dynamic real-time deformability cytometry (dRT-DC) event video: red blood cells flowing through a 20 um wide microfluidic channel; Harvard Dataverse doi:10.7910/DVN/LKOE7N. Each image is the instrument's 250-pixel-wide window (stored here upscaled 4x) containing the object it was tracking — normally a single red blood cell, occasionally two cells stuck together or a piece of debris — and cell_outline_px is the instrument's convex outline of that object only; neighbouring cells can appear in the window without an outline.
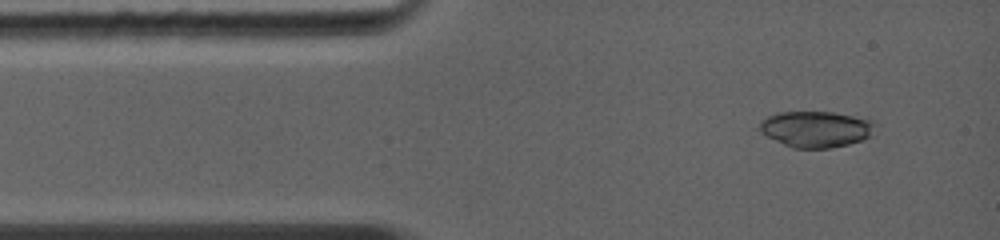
{"species": "common noctule bat (a hibernating species)", "species_latin": "Nyctalus noctula", "temperature_condition": "warm", "stored_images_in_passage": 5, "camera_frame_rate_fps": 5000, "um_per_image_px": 0.085, "animal": {"sex": "female", "body_mass_g": 19.0, "forearm_length_mm": 56.7}, "frame": {"image": 1, "passage_image": 1, "time_ms": 0.0, "image_size_px": [1000, 240], "cell_outline_px": [[876, 124], [872, 136], [848, 144], [832, 148], [792, 148], [760, 132], [760, 120], [776, 112], [832, 112], [872, 120]], "centroid_in_image_um": [69.36, 10.97], "position_along_channel_um": 15.6, "area_um2": 24.28}}
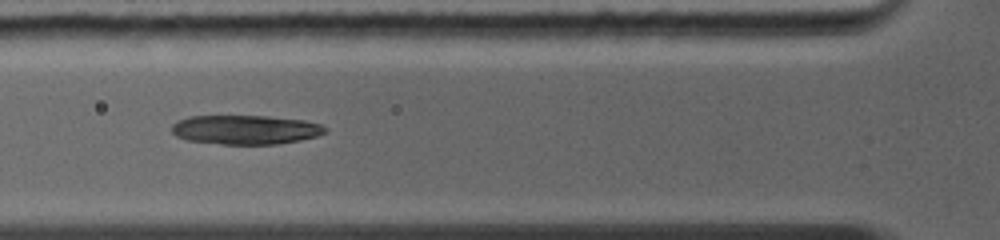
{"frame": {"image": 2, "passage_image": 4, "time_ms": 3.0, "image_size_px": [1000, 240], "cell_outline_px": [[328, 132], [316, 136], [300, 140], [276, 144], [224, 144], [188, 140], [176, 136], [172, 132], [172, 124], [176, 120], [188, 116], [268, 116], [304, 120], [320, 124], [328, 128]], "centroid_in_image_um": [20.87, 11.01], "position_along_channel_um": 104.9, "area_um2": 26.18}}
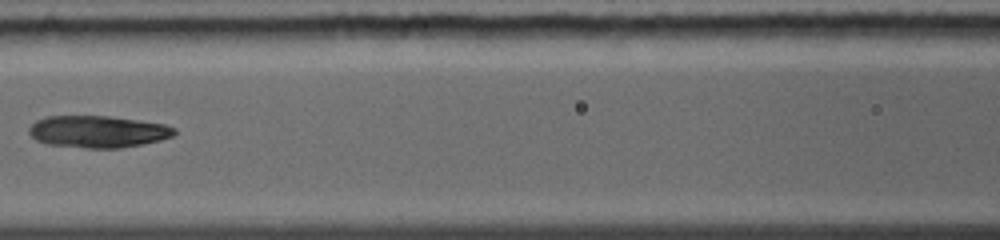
{"frame": {"image": 3, "passage_image": 5, "time_ms": 4.2, "image_size_px": [1000, 240], "cell_outline_px": [[176, 132], [172, 136], [160, 140], [120, 148], [88, 148], [48, 144], [36, 140], [28, 132], [28, 128], [36, 120], [44, 116], [108, 116], [140, 120], [164, 124], [176, 128]], "centroid_in_image_um": [8.3, 11.18], "position_along_channel_um": 158.3, "area_um2": 27.05}}